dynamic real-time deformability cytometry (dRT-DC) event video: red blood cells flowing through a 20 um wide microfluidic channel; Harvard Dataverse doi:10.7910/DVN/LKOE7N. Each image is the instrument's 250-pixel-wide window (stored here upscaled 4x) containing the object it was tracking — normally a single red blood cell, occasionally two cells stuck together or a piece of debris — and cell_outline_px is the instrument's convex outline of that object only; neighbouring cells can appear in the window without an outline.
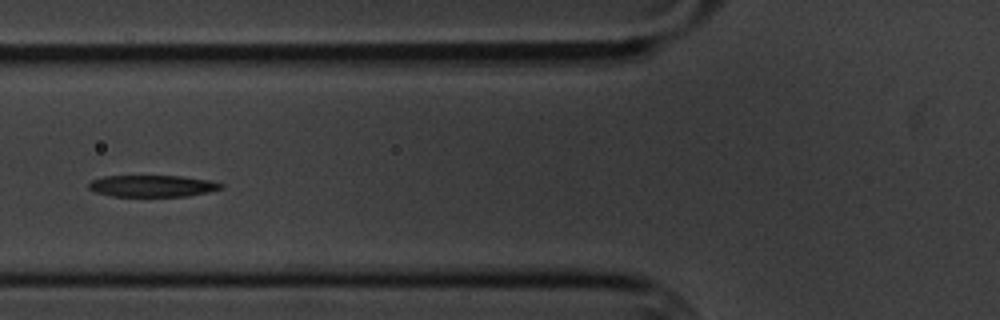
{"species": "common noctule bat (a hibernating species)", "species_latin": "Nyctalus noctula", "temperature_condition": "cold", "stored_images_in_passage": 10, "camera_frame_rate_fps": 3000, "um_per_image_px": 0.085, "animal": {"sex": "male", "body_mass_g": 20.1, "forearm_length_mm": 53.5}, "frame": {"image": 1, "passage_image": 6, "time_ms": 5.667, "image_size_px": [1000, 320], "cell_outline_px": [[224, 188], [208, 192], [188, 196], [112, 196], [96, 192], [88, 188], [88, 184], [92, 180], [104, 176], [180, 176], [212, 180], [224, 184]], "centroid_in_image_um": [13.0, 15.8], "position_along_channel_um": 112.8, "area_um2": 16.76}}
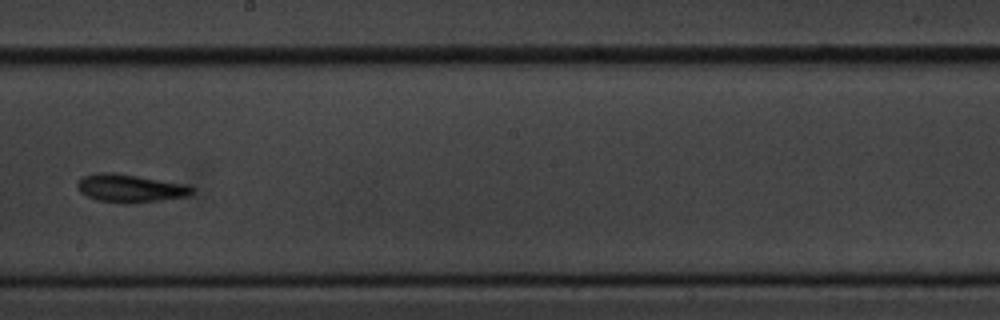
{"frame": {"image": 2, "passage_image": 9, "time_ms": 9.333, "image_size_px": [1000, 320], "cell_outline_px": [[192, 192], [188, 196], [160, 200], [128, 204], [124, 204], [96, 200], [80, 192], [76, 188], [76, 184], [84, 176], [96, 172], [112, 172], [188, 184], [192, 188]], "centroid_in_image_um": [11.03, 16.0], "position_along_channel_um": 237.2, "area_um2": 18.79}}
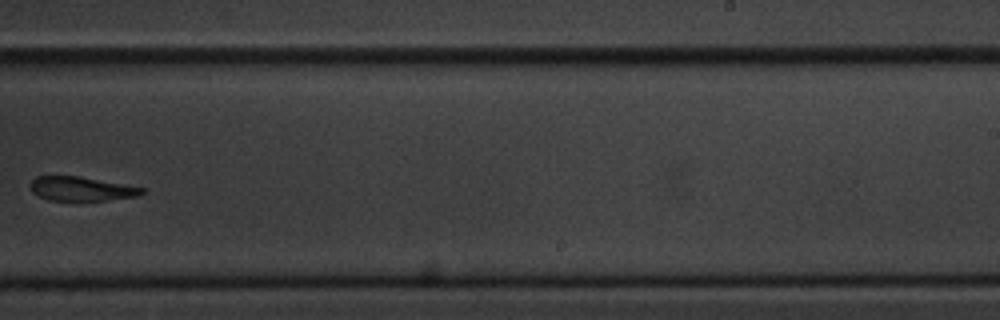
{"frame": {"image": 3, "passage_image": 10, "time_ms": 10.667, "image_size_px": [1000, 320], "cell_outline_px": [[144, 192], [140, 196], [104, 200], [48, 200], [32, 192], [28, 184], [36, 176], [80, 176], [144, 188]], "centroid_in_image_um": [6.88, 16.04], "position_along_channel_um": 282.1, "area_um2": 15.61}}